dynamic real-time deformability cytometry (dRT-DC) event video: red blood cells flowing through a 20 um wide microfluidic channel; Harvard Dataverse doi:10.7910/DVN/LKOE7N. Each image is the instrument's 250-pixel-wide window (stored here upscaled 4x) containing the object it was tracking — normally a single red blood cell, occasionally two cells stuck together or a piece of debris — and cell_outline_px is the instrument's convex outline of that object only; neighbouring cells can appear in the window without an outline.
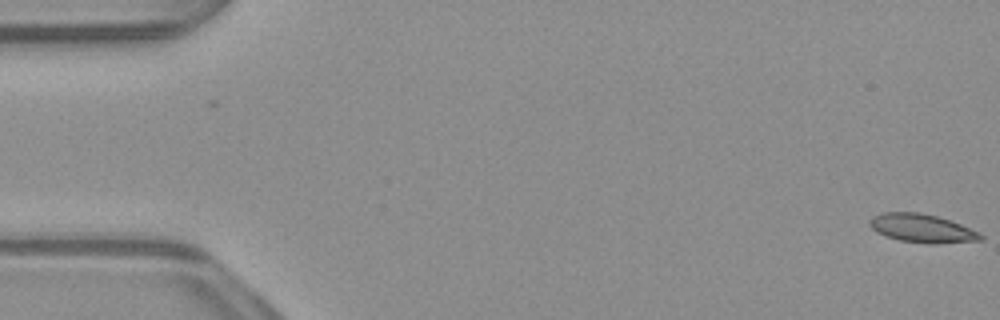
{"species": "common noctule bat (a hibernating species)", "species_latin": "Nyctalus noctula", "temperature_condition": "warm", "stored_images_in_passage": 54, "camera_frame_rate_fps": 3000, "um_per_image_px": 0.085, "animal": {"sex": "male", "body_mass_g": 23.1, "forearm_length_mm": 52.7}, "frame": {"image": 1, "passage_image": 1, "time_ms": 0.0, "image_size_px": [1000, 320], "cell_outline_px": [[984, 240], [936, 244], [900, 240], [876, 232], [868, 224], [868, 220], [872, 216], [884, 212], [920, 212], [936, 216], [960, 224], [980, 232], [984, 236]], "centroid_in_image_um": [78.38, 19.4], "position_along_channel_um": 6.6, "area_um2": 18.38}}
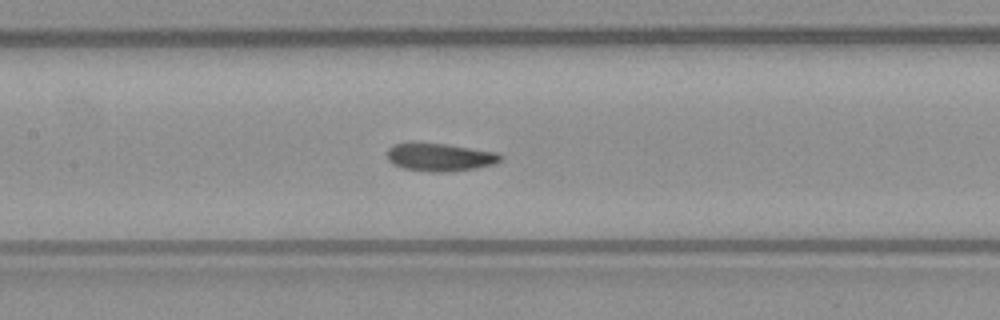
{"frame": {"image": 2, "passage_image": 25, "time_ms": 8.0, "image_size_px": [1000, 320], "cell_outline_px": [[504, 156], [500, 160], [492, 164], [476, 168], [452, 172], [432, 172], [404, 168], [392, 164], [388, 160], [388, 148], [396, 144], [448, 144], [496, 152]], "centroid_in_image_um": [37.42, 13.38], "position_along_channel_um": 170.0, "area_um2": 18.15}}
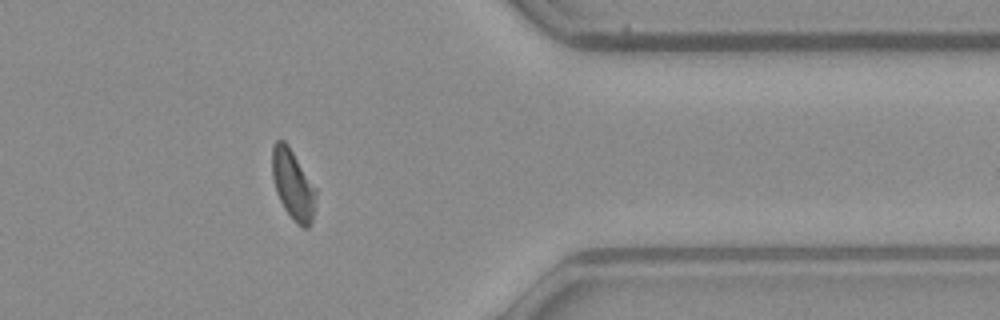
{"frame": {"image": 3, "passage_image": 43, "time_ms": 14.0, "image_size_px": [1000, 320], "cell_outline_px": [[316, 192], [312, 220], [308, 228], [304, 228], [296, 224], [284, 208], [276, 192], [272, 176], [272, 144], [276, 140], [284, 140], [288, 144], [316, 188]], "centroid_in_image_um": [24.88, 15.68], "position_along_channel_um": 386.5, "area_um2": 17.8}, "authors_computed_cell_mechanics": {"area_um2": 18.2648, "velocity_mm_per_s": 3.926, "shape_relaxation_time_tau1_ms": null, "shape_relaxation_time_tau2_ms": 1.4977, "deformation_change_tau1": null, "deformation_change_tau2": 0.0527}}